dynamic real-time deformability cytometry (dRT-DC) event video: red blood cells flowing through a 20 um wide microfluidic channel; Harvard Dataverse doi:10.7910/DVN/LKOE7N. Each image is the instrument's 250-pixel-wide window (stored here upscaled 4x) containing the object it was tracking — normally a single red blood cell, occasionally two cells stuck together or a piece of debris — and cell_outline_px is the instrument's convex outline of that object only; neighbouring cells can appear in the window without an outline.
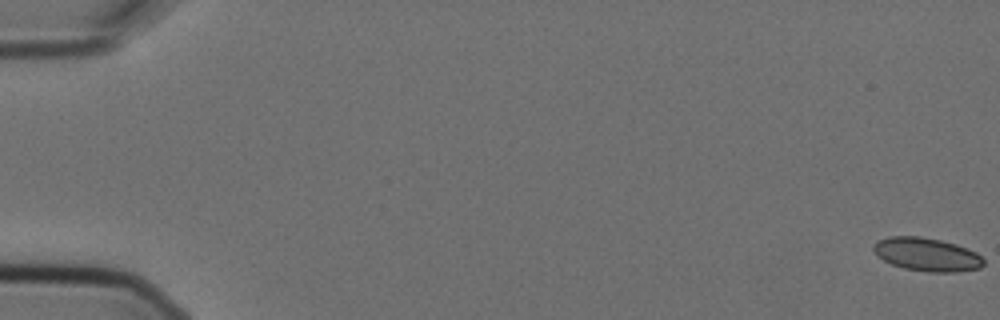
{"species": "Egyptian fruit bat (a non-hibernating species)", "species_latin": "Rousettus aegyptiacus", "temperature_condition": "cold", "stored_images_in_passage": 3, "camera_frame_rate_fps": 3000, "um_per_image_px": 0.085, "animal": {"sex": "female"}, "frame": {"image": 1, "passage_image": 1, "time_ms": 0.0, "image_size_px": [1000, 320], "cell_outline_px": [[984, 264], [980, 268], [956, 272], [928, 272], [904, 268], [892, 264], [884, 260], [872, 248], [880, 240], [888, 236], [920, 236], [940, 240], [956, 244], [976, 252], [984, 260]], "centroid_in_image_um": [78.82, 21.63], "position_along_channel_um": 6.2, "area_um2": 21.15}}